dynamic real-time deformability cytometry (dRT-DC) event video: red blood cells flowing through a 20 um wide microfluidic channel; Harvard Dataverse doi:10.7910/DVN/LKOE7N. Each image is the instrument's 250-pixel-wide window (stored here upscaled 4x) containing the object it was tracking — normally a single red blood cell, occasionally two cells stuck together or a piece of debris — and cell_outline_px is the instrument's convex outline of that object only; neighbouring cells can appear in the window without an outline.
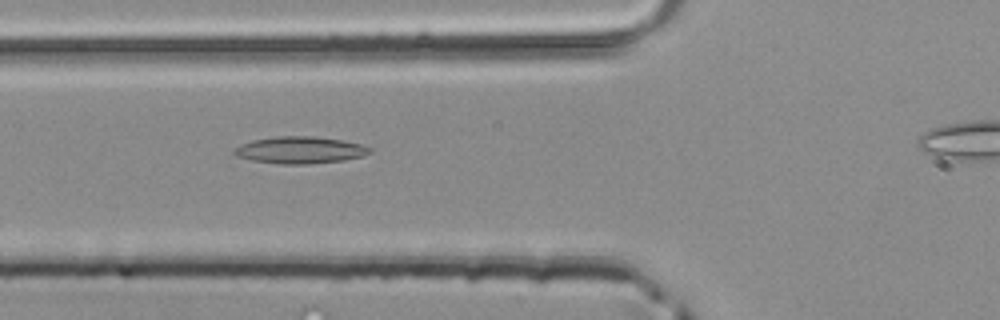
{"species": "common noctule bat (a hibernating species)", "species_latin": "Nyctalus noctula", "temperature_condition": "room temperature", "stored_images_in_passage": 36, "camera_frame_rate_fps": 3000, "um_per_image_px": 0.085, "animal": {"sex": "male", "body_mass_g": 20.4}, "frame": {"image": 1, "passage_image": 12, "time_ms": 3.667, "image_size_px": [1000, 320], "cell_outline_px": [[372, 152], [364, 156], [344, 160], [304, 164], [280, 164], [252, 160], [236, 156], [232, 152], [240, 144], [252, 140], [276, 136], [312, 136], [340, 140], [360, 144], [372, 148]], "centroid_in_image_um": [25.49, 12.75], "position_along_channel_um": 100.3, "area_um2": 21.21}}
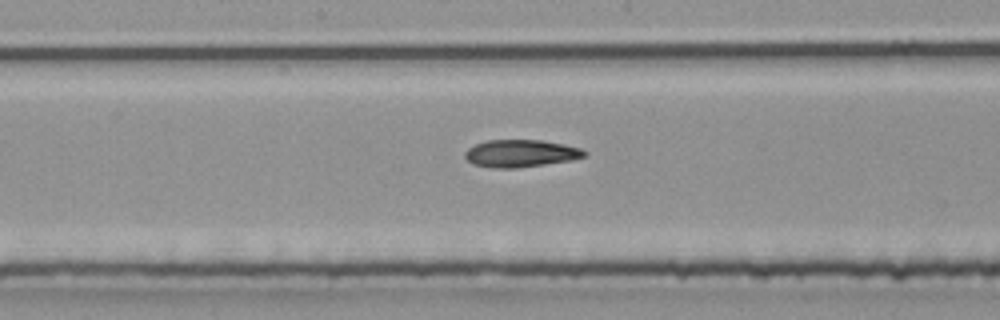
{"frame": {"image": 2, "passage_image": 19, "time_ms": 6.0, "image_size_px": [1000, 320], "cell_outline_px": [[588, 152], [584, 156], [572, 160], [516, 168], [488, 168], [472, 164], [464, 156], [464, 152], [468, 148], [476, 144], [488, 140], [540, 140], [564, 144], [580, 148]], "centroid_in_image_um": [44.23, 13.04], "position_along_channel_um": 204.0, "area_um2": 19.07}}
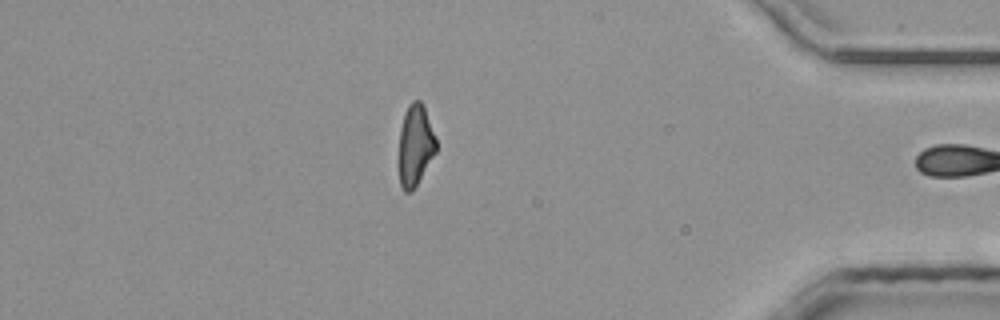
{"frame": {"image": 3, "passage_image": 35, "time_ms": 11.333, "image_size_px": [1000, 320], "cell_outline_px": [[436, 152], [412, 192], [404, 192], [400, 184], [400, 128], [404, 112], [408, 104], [412, 100], [420, 100], [424, 104], [436, 140]], "centroid_in_image_um": [35.31, 12.31], "position_along_channel_um": 399.9, "area_um2": 17.51}}